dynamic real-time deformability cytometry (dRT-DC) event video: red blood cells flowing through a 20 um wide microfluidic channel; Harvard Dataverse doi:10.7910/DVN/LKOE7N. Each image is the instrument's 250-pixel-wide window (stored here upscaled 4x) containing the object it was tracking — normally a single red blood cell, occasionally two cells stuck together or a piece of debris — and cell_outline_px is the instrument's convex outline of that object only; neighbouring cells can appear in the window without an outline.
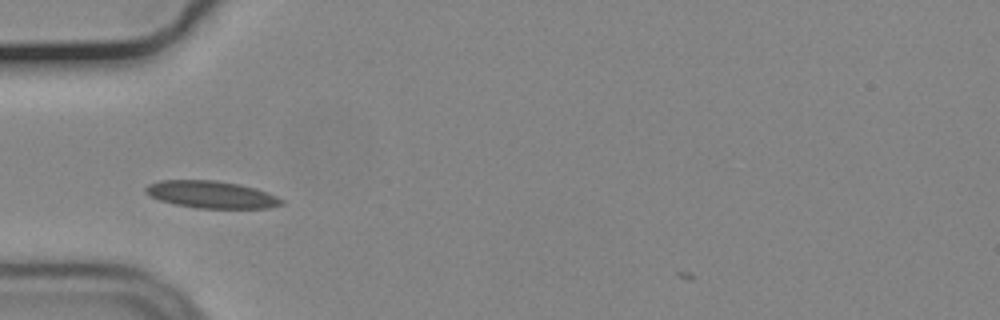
{"species": "common noctule bat (a hibernating species)", "species_latin": "Nyctalus noctula", "temperature_condition": "cold", "stored_images_in_passage": 14, "camera_frame_rate_fps": 3000, "um_per_image_px": 0.085, "animal": {"sex": "male", "body_mass_g": 19.2, "forearm_length_mm": 51.8}, "frame": {"image": 1, "passage_image": 3, "time_ms": 0.667, "image_size_px": [1000, 320], "cell_outline_px": [[284, 204], [268, 208], [196, 208], [176, 204], [160, 200], [144, 192], [144, 188], [148, 184], [160, 180], [216, 180], [236, 184], [252, 188], [276, 196], [284, 200]], "centroid_in_image_um": [17.93, 16.54], "position_along_channel_um": 67.1, "area_um2": 21.27}}
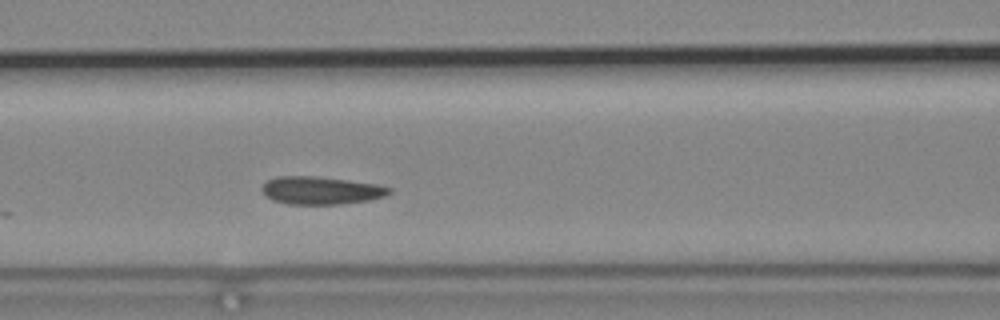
{"frame": {"image": 2, "passage_image": 9, "time_ms": 2.667, "image_size_px": [1000, 320], "cell_outline_px": [[392, 192], [384, 196], [368, 200], [340, 204], [288, 204], [272, 200], [264, 196], [260, 188], [268, 180], [276, 176], [312, 176], [376, 184], [392, 188]], "centroid_in_image_um": [27.23, 16.19], "position_along_channel_um": 139.4, "area_um2": 20.52}}
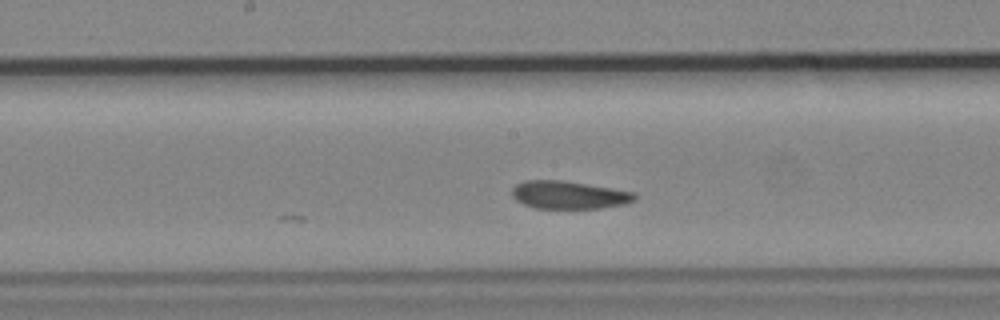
{"frame": {"image": 3, "passage_image": 14, "time_ms": 4.333, "image_size_px": [1000, 320], "cell_outline_px": [[636, 200], [624, 204], [600, 208], [536, 208], [524, 204], [516, 200], [512, 196], [512, 188], [516, 184], [524, 180], [560, 180], [612, 188], [636, 192]], "centroid_in_image_um": [48.35, 16.56], "position_along_channel_um": 199.8, "area_um2": 19.88}}